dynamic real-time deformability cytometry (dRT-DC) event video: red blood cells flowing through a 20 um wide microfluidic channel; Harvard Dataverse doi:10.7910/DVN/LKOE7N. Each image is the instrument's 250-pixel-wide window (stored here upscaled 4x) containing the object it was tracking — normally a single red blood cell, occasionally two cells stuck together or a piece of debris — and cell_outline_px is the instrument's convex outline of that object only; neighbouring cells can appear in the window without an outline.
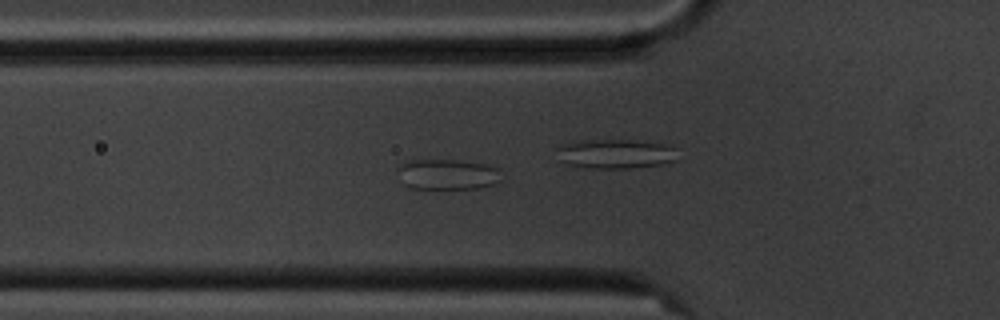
{"species": "common noctule bat (a hibernating species)", "species_latin": "Nyctalus noctula", "temperature_condition": "cold", "stored_images_in_passage": 56, "camera_frame_rate_fps": 3000, "um_per_image_px": 0.085, "animal": {"sex": "male", "body_mass_g": 20.1, "forearm_length_mm": 53.5}, "frame": {"image": 1, "passage_image": 19, "time_ms": 6.0, "image_size_px": [1000, 320], "cell_outline_px": [[500, 180], [492, 184], [476, 188], [412, 188], [404, 184], [396, 172], [396, 168], [400, 164], [408, 160], [456, 160], [484, 164], [500, 168]], "centroid_in_image_um": [37.98, 14.8], "position_along_channel_um": 87.8, "area_um2": 18.38}}
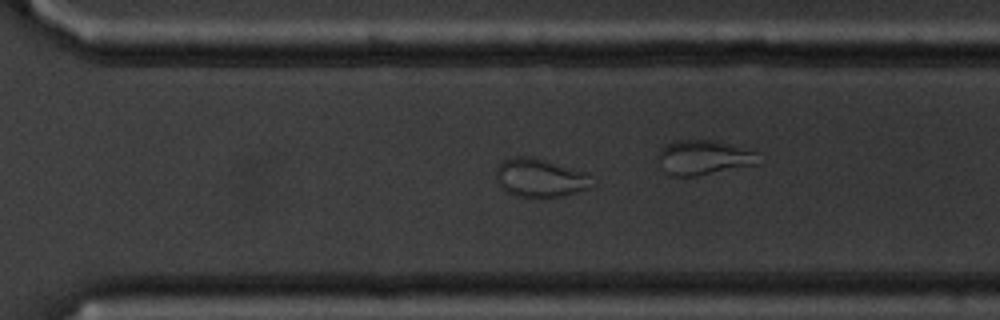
{"frame": {"image": 2, "passage_image": 39, "time_ms": 12.667, "image_size_px": [1000, 320], "cell_outline_px": [[596, 184], [592, 188], [564, 196], [516, 196], [500, 188], [496, 184], [496, 172], [500, 164], [504, 160], [512, 156], [528, 156], [544, 160], [584, 172]], "centroid_in_image_um": [45.9, 15.13], "position_along_channel_um": 324.7, "area_um2": 21.39}}
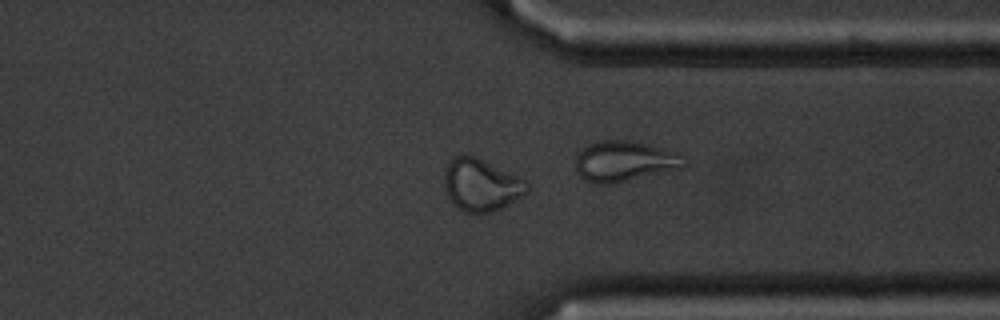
{"frame": {"image": 3, "passage_image": 43, "time_ms": 14.0, "image_size_px": [1000, 320], "cell_outline_px": [[528, 192], [508, 204], [492, 212], [464, 212], [452, 204], [444, 188], [444, 168], [452, 156], [476, 156], [524, 180], [528, 184]], "centroid_in_image_um": [40.84, 15.72], "position_along_channel_um": 370.6, "area_um2": 24.97}}